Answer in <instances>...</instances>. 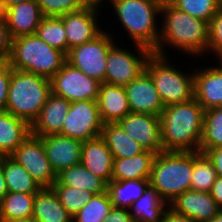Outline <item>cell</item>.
Masks as SVG:
<instances>
[{"label":"cell","mask_w":222,"mask_h":222,"mask_svg":"<svg viewBox=\"0 0 222 222\" xmlns=\"http://www.w3.org/2000/svg\"><path fill=\"white\" fill-rule=\"evenodd\" d=\"M161 15L163 22L159 43L154 53L166 56L164 47L169 46L190 54V57L191 55L198 57L205 52L207 54L209 23L178 10L169 1L162 2Z\"/></svg>","instance_id":"1"},{"label":"cell","mask_w":222,"mask_h":222,"mask_svg":"<svg viewBox=\"0 0 222 222\" xmlns=\"http://www.w3.org/2000/svg\"><path fill=\"white\" fill-rule=\"evenodd\" d=\"M204 112L195 98L164 107L160 115L163 151H199Z\"/></svg>","instance_id":"2"},{"label":"cell","mask_w":222,"mask_h":222,"mask_svg":"<svg viewBox=\"0 0 222 222\" xmlns=\"http://www.w3.org/2000/svg\"><path fill=\"white\" fill-rule=\"evenodd\" d=\"M162 2L163 0H110L115 15L133 43L151 51L159 43L160 28L156 27V22L158 15H161Z\"/></svg>","instance_id":"3"},{"label":"cell","mask_w":222,"mask_h":222,"mask_svg":"<svg viewBox=\"0 0 222 222\" xmlns=\"http://www.w3.org/2000/svg\"><path fill=\"white\" fill-rule=\"evenodd\" d=\"M12 69L22 70L51 79L63 67L66 54L49 46L36 34L11 39L7 61Z\"/></svg>","instance_id":"4"},{"label":"cell","mask_w":222,"mask_h":222,"mask_svg":"<svg viewBox=\"0 0 222 222\" xmlns=\"http://www.w3.org/2000/svg\"><path fill=\"white\" fill-rule=\"evenodd\" d=\"M192 172L193 152L161 151L154 158L149 184L170 204L191 189Z\"/></svg>","instance_id":"5"},{"label":"cell","mask_w":222,"mask_h":222,"mask_svg":"<svg viewBox=\"0 0 222 222\" xmlns=\"http://www.w3.org/2000/svg\"><path fill=\"white\" fill-rule=\"evenodd\" d=\"M50 93L49 79L12 69L6 111L25 120L31 126L38 118Z\"/></svg>","instance_id":"6"},{"label":"cell","mask_w":222,"mask_h":222,"mask_svg":"<svg viewBox=\"0 0 222 222\" xmlns=\"http://www.w3.org/2000/svg\"><path fill=\"white\" fill-rule=\"evenodd\" d=\"M168 55L152 53L146 63L145 70L152 78L164 107L184 103L194 99V70L186 75L171 66ZM170 63V64H169Z\"/></svg>","instance_id":"7"},{"label":"cell","mask_w":222,"mask_h":222,"mask_svg":"<svg viewBox=\"0 0 222 222\" xmlns=\"http://www.w3.org/2000/svg\"><path fill=\"white\" fill-rule=\"evenodd\" d=\"M112 35L102 31L93 40L69 50L66 61L89 77L105 83L106 61L110 48L116 44Z\"/></svg>","instance_id":"8"},{"label":"cell","mask_w":222,"mask_h":222,"mask_svg":"<svg viewBox=\"0 0 222 222\" xmlns=\"http://www.w3.org/2000/svg\"><path fill=\"white\" fill-rule=\"evenodd\" d=\"M135 47L137 54L115 44L110 48L105 66V83L126 86L145 71L146 63L153 51L138 44H135Z\"/></svg>","instance_id":"9"},{"label":"cell","mask_w":222,"mask_h":222,"mask_svg":"<svg viewBox=\"0 0 222 222\" xmlns=\"http://www.w3.org/2000/svg\"><path fill=\"white\" fill-rule=\"evenodd\" d=\"M51 93L70 102L97 101L101 82L65 63L51 79Z\"/></svg>","instance_id":"10"},{"label":"cell","mask_w":222,"mask_h":222,"mask_svg":"<svg viewBox=\"0 0 222 222\" xmlns=\"http://www.w3.org/2000/svg\"><path fill=\"white\" fill-rule=\"evenodd\" d=\"M10 157L20 164L42 188L52 187L57 181L41 137L30 133Z\"/></svg>","instance_id":"11"},{"label":"cell","mask_w":222,"mask_h":222,"mask_svg":"<svg viewBox=\"0 0 222 222\" xmlns=\"http://www.w3.org/2000/svg\"><path fill=\"white\" fill-rule=\"evenodd\" d=\"M102 126L97 101H75L64 118L61 135L84 142L100 136Z\"/></svg>","instance_id":"12"},{"label":"cell","mask_w":222,"mask_h":222,"mask_svg":"<svg viewBox=\"0 0 222 222\" xmlns=\"http://www.w3.org/2000/svg\"><path fill=\"white\" fill-rule=\"evenodd\" d=\"M117 123L145 150L163 151L160 116L130 112Z\"/></svg>","instance_id":"13"},{"label":"cell","mask_w":222,"mask_h":222,"mask_svg":"<svg viewBox=\"0 0 222 222\" xmlns=\"http://www.w3.org/2000/svg\"><path fill=\"white\" fill-rule=\"evenodd\" d=\"M98 8L86 6L80 10L59 16L66 31L67 54L75 46L93 40L103 30L97 22Z\"/></svg>","instance_id":"14"},{"label":"cell","mask_w":222,"mask_h":222,"mask_svg":"<svg viewBox=\"0 0 222 222\" xmlns=\"http://www.w3.org/2000/svg\"><path fill=\"white\" fill-rule=\"evenodd\" d=\"M130 111L160 116L164 110L159 93L149 73L145 70L124 86Z\"/></svg>","instance_id":"15"},{"label":"cell","mask_w":222,"mask_h":222,"mask_svg":"<svg viewBox=\"0 0 222 222\" xmlns=\"http://www.w3.org/2000/svg\"><path fill=\"white\" fill-rule=\"evenodd\" d=\"M47 159L56 176L81 163L82 141L61 134L41 137Z\"/></svg>","instance_id":"16"},{"label":"cell","mask_w":222,"mask_h":222,"mask_svg":"<svg viewBox=\"0 0 222 222\" xmlns=\"http://www.w3.org/2000/svg\"><path fill=\"white\" fill-rule=\"evenodd\" d=\"M169 207L195 222H209L222 210L209 192L192 189L179 194Z\"/></svg>","instance_id":"17"},{"label":"cell","mask_w":222,"mask_h":222,"mask_svg":"<svg viewBox=\"0 0 222 222\" xmlns=\"http://www.w3.org/2000/svg\"><path fill=\"white\" fill-rule=\"evenodd\" d=\"M218 63L220 67L196 68L194 73V98L205 111L222 106V61Z\"/></svg>","instance_id":"18"},{"label":"cell","mask_w":222,"mask_h":222,"mask_svg":"<svg viewBox=\"0 0 222 222\" xmlns=\"http://www.w3.org/2000/svg\"><path fill=\"white\" fill-rule=\"evenodd\" d=\"M70 105V101L50 93L38 118L31 125V134L37 137L61 134Z\"/></svg>","instance_id":"19"},{"label":"cell","mask_w":222,"mask_h":222,"mask_svg":"<svg viewBox=\"0 0 222 222\" xmlns=\"http://www.w3.org/2000/svg\"><path fill=\"white\" fill-rule=\"evenodd\" d=\"M43 17L37 0H29L7 7L6 25L11 39L35 34Z\"/></svg>","instance_id":"20"},{"label":"cell","mask_w":222,"mask_h":222,"mask_svg":"<svg viewBox=\"0 0 222 222\" xmlns=\"http://www.w3.org/2000/svg\"><path fill=\"white\" fill-rule=\"evenodd\" d=\"M114 156L101 136L82 143L81 164L107 184L112 179Z\"/></svg>","instance_id":"21"},{"label":"cell","mask_w":222,"mask_h":222,"mask_svg":"<svg viewBox=\"0 0 222 222\" xmlns=\"http://www.w3.org/2000/svg\"><path fill=\"white\" fill-rule=\"evenodd\" d=\"M97 104L103 124L117 123L131 112L124 86L101 83Z\"/></svg>","instance_id":"22"},{"label":"cell","mask_w":222,"mask_h":222,"mask_svg":"<svg viewBox=\"0 0 222 222\" xmlns=\"http://www.w3.org/2000/svg\"><path fill=\"white\" fill-rule=\"evenodd\" d=\"M30 133L25 120L0 110V156H10Z\"/></svg>","instance_id":"23"},{"label":"cell","mask_w":222,"mask_h":222,"mask_svg":"<svg viewBox=\"0 0 222 222\" xmlns=\"http://www.w3.org/2000/svg\"><path fill=\"white\" fill-rule=\"evenodd\" d=\"M156 153L144 150L142 153L127 158H114L113 181L149 179Z\"/></svg>","instance_id":"24"},{"label":"cell","mask_w":222,"mask_h":222,"mask_svg":"<svg viewBox=\"0 0 222 222\" xmlns=\"http://www.w3.org/2000/svg\"><path fill=\"white\" fill-rule=\"evenodd\" d=\"M32 218L36 222H72L52 187H44L35 194Z\"/></svg>","instance_id":"25"},{"label":"cell","mask_w":222,"mask_h":222,"mask_svg":"<svg viewBox=\"0 0 222 222\" xmlns=\"http://www.w3.org/2000/svg\"><path fill=\"white\" fill-rule=\"evenodd\" d=\"M169 204L150 184L143 195L129 208L135 222H161Z\"/></svg>","instance_id":"26"},{"label":"cell","mask_w":222,"mask_h":222,"mask_svg":"<svg viewBox=\"0 0 222 222\" xmlns=\"http://www.w3.org/2000/svg\"><path fill=\"white\" fill-rule=\"evenodd\" d=\"M53 185L85 189L94 195L107 191V183L102 178L95 176L81 163L59 173L57 181Z\"/></svg>","instance_id":"27"},{"label":"cell","mask_w":222,"mask_h":222,"mask_svg":"<svg viewBox=\"0 0 222 222\" xmlns=\"http://www.w3.org/2000/svg\"><path fill=\"white\" fill-rule=\"evenodd\" d=\"M108 145L114 158H127L142 153L145 149L129 135L118 123H105L100 135Z\"/></svg>","instance_id":"28"},{"label":"cell","mask_w":222,"mask_h":222,"mask_svg":"<svg viewBox=\"0 0 222 222\" xmlns=\"http://www.w3.org/2000/svg\"><path fill=\"white\" fill-rule=\"evenodd\" d=\"M0 166L7 183L8 192L36 194L42 187L10 156H0Z\"/></svg>","instance_id":"29"},{"label":"cell","mask_w":222,"mask_h":222,"mask_svg":"<svg viewBox=\"0 0 222 222\" xmlns=\"http://www.w3.org/2000/svg\"><path fill=\"white\" fill-rule=\"evenodd\" d=\"M149 185V179L111 180L107 184V192L114 207L129 209L137 201Z\"/></svg>","instance_id":"30"},{"label":"cell","mask_w":222,"mask_h":222,"mask_svg":"<svg viewBox=\"0 0 222 222\" xmlns=\"http://www.w3.org/2000/svg\"><path fill=\"white\" fill-rule=\"evenodd\" d=\"M35 194L8 192L0 201L3 220L31 218Z\"/></svg>","instance_id":"31"},{"label":"cell","mask_w":222,"mask_h":222,"mask_svg":"<svg viewBox=\"0 0 222 222\" xmlns=\"http://www.w3.org/2000/svg\"><path fill=\"white\" fill-rule=\"evenodd\" d=\"M218 175L214 164L206 153L193 152V172L191 189L201 192H210Z\"/></svg>","instance_id":"32"},{"label":"cell","mask_w":222,"mask_h":222,"mask_svg":"<svg viewBox=\"0 0 222 222\" xmlns=\"http://www.w3.org/2000/svg\"><path fill=\"white\" fill-rule=\"evenodd\" d=\"M222 146V106L204 112L202 140L199 152Z\"/></svg>","instance_id":"33"},{"label":"cell","mask_w":222,"mask_h":222,"mask_svg":"<svg viewBox=\"0 0 222 222\" xmlns=\"http://www.w3.org/2000/svg\"><path fill=\"white\" fill-rule=\"evenodd\" d=\"M35 34L49 46L67 55L66 31L60 17L44 16Z\"/></svg>","instance_id":"34"},{"label":"cell","mask_w":222,"mask_h":222,"mask_svg":"<svg viewBox=\"0 0 222 222\" xmlns=\"http://www.w3.org/2000/svg\"><path fill=\"white\" fill-rule=\"evenodd\" d=\"M113 207L108 192L94 195L85 206L72 216V222H103Z\"/></svg>","instance_id":"35"},{"label":"cell","mask_w":222,"mask_h":222,"mask_svg":"<svg viewBox=\"0 0 222 222\" xmlns=\"http://www.w3.org/2000/svg\"><path fill=\"white\" fill-rule=\"evenodd\" d=\"M178 10L210 23L222 7V0H170Z\"/></svg>","instance_id":"36"},{"label":"cell","mask_w":222,"mask_h":222,"mask_svg":"<svg viewBox=\"0 0 222 222\" xmlns=\"http://www.w3.org/2000/svg\"><path fill=\"white\" fill-rule=\"evenodd\" d=\"M61 205L73 216L94 196L85 189L73 188L65 185H53Z\"/></svg>","instance_id":"37"},{"label":"cell","mask_w":222,"mask_h":222,"mask_svg":"<svg viewBox=\"0 0 222 222\" xmlns=\"http://www.w3.org/2000/svg\"><path fill=\"white\" fill-rule=\"evenodd\" d=\"M43 16H61L80 10L86 5L82 0H37Z\"/></svg>","instance_id":"38"},{"label":"cell","mask_w":222,"mask_h":222,"mask_svg":"<svg viewBox=\"0 0 222 222\" xmlns=\"http://www.w3.org/2000/svg\"><path fill=\"white\" fill-rule=\"evenodd\" d=\"M214 52L216 59L222 61V7L209 23V42L207 53ZM218 57V58H217Z\"/></svg>","instance_id":"39"},{"label":"cell","mask_w":222,"mask_h":222,"mask_svg":"<svg viewBox=\"0 0 222 222\" xmlns=\"http://www.w3.org/2000/svg\"><path fill=\"white\" fill-rule=\"evenodd\" d=\"M12 68L8 62H0V110H6Z\"/></svg>","instance_id":"40"},{"label":"cell","mask_w":222,"mask_h":222,"mask_svg":"<svg viewBox=\"0 0 222 222\" xmlns=\"http://www.w3.org/2000/svg\"><path fill=\"white\" fill-rule=\"evenodd\" d=\"M11 50V37L5 21H0V62H7Z\"/></svg>","instance_id":"41"},{"label":"cell","mask_w":222,"mask_h":222,"mask_svg":"<svg viewBox=\"0 0 222 222\" xmlns=\"http://www.w3.org/2000/svg\"><path fill=\"white\" fill-rule=\"evenodd\" d=\"M103 222H135L129 209L112 207L106 220Z\"/></svg>","instance_id":"42"},{"label":"cell","mask_w":222,"mask_h":222,"mask_svg":"<svg viewBox=\"0 0 222 222\" xmlns=\"http://www.w3.org/2000/svg\"><path fill=\"white\" fill-rule=\"evenodd\" d=\"M206 154L213 162L217 175L222 177V146L208 150Z\"/></svg>","instance_id":"43"},{"label":"cell","mask_w":222,"mask_h":222,"mask_svg":"<svg viewBox=\"0 0 222 222\" xmlns=\"http://www.w3.org/2000/svg\"><path fill=\"white\" fill-rule=\"evenodd\" d=\"M161 222H195V221L189 218L188 216L176 213L168 206Z\"/></svg>","instance_id":"44"},{"label":"cell","mask_w":222,"mask_h":222,"mask_svg":"<svg viewBox=\"0 0 222 222\" xmlns=\"http://www.w3.org/2000/svg\"><path fill=\"white\" fill-rule=\"evenodd\" d=\"M209 193L214 198V200L219 205V207L222 209V177L221 176L217 177Z\"/></svg>","instance_id":"45"},{"label":"cell","mask_w":222,"mask_h":222,"mask_svg":"<svg viewBox=\"0 0 222 222\" xmlns=\"http://www.w3.org/2000/svg\"><path fill=\"white\" fill-rule=\"evenodd\" d=\"M8 193L7 183L3 174L2 167L0 166V201Z\"/></svg>","instance_id":"46"},{"label":"cell","mask_w":222,"mask_h":222,"mask_svg":"<svg viewBox=\"0 0 222 222\" xmlns=\"http://www.w3.org/2000/svg\"><path fill=\"white\" fill-rule=\"evenodd\" d=\"M7 7L3 0H0V21L6 20Z\"/></svg>","instance_id":"47"},{"label":"cell","mask_w":222,"mask_h":222,"mask_svg":"<svg viewBox=\"0 0 222 222\" xmlns=\"http://www.w3.org/2000/svg\"><path fill=\"white\" fill-rule=\"evenodd\" d=\"M82 1L86 6H93L97 8L102 5L100 3L104 2L103 0H82Z\"/></svg>","instance_id":"48"},{"label":"cell","mask_w":222,"mask_h":222,"mask_svg":"<svg viewBox=\"0 0 222 222\" xmlns=\"http://www.w3.org/2000/svg\"><path fill=\"white\" fill-rule=\"evenodd\" d=\"M4 222H36V221L31 217V218H21L14 220H4Z\"/></svg>","instance_id":"49"},{"label":"cell","mask_w":222,"mask_h":222,"mask_svg":"<svg viewBox=\"0 0 222 222\" xmlns=\"http://www.w3.org/2000/svg\"><path fill=\"white\" fill-rule=\"evenodd\" d=\"M5 2L6 7H9L11 5H15L21 2L29 1V0H3Z\"/></svg>","instance_id":"50"},{"label":"cell","mask_w":222,"mask_h":222,"mask_svg":"<svg viewBox=\"0 0 222 222\" xmlns=\"http://www.w3.org/2000/svg\"><path fill=\"white\" fill-rule=\"evenodd\" d=\"M209 222H222V210Z\"/></svg>","instance_id":"51"},{"label":"cell","mask_w":222,"mask_h":222,"mask_svg":"<svg viewBox=\"0 0 222 222\" xmlns=\"http://www.w3.org/2000/svg\"><path fill=\"white\" fill-rule=\"evenodd\" d=\"M0 222H4L3 217H2V213H1V208H0Z\"/></svg>","instance_id":"52"}]
</instances>
